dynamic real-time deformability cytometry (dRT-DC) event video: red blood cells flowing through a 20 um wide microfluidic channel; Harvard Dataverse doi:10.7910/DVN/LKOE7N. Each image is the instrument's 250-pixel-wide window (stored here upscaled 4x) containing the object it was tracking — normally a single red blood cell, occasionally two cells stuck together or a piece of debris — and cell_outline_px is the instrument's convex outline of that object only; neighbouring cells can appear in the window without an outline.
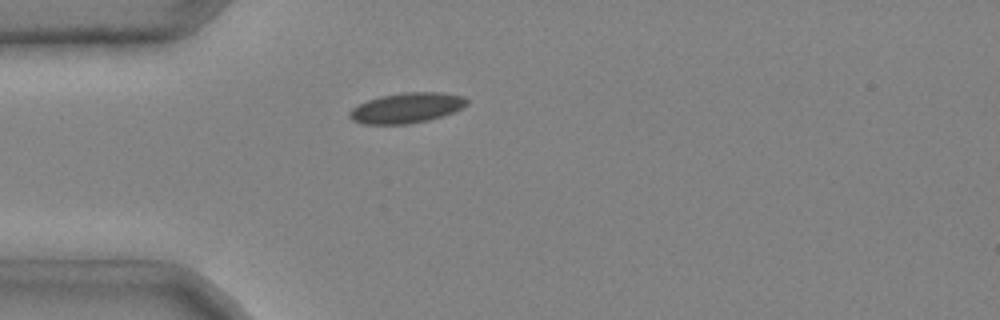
{"species": "common noctule bat (a hibernating species)", "species_latin": "Nyctalus noctula", "temperature_condition": "cold", "stored_images_in_passage": 1, "camera_frame_rate_fps": 3000, "um_per_image_px": 0.085, "animal": {"sex": "male", "body_mass_g": 20.4}, "frame": {"image": 1, "passage_image": 1, "time_ms": 0.0, "image_size_px": [1000, 320], "cell_outline_px": [[468, 104], [452, 112], [428, 120], [408, 124], [360, 124], [352, 120], [348, 116], [348, 112], [352, 108], [368, 100], [380, 96], [404, 92], [444, 92], [464, 96], [468, 100]], "centroid_in_image_um": [34.54, 9.17], "position_along_channel_um": 50.5, "area_um2": 20.69}}